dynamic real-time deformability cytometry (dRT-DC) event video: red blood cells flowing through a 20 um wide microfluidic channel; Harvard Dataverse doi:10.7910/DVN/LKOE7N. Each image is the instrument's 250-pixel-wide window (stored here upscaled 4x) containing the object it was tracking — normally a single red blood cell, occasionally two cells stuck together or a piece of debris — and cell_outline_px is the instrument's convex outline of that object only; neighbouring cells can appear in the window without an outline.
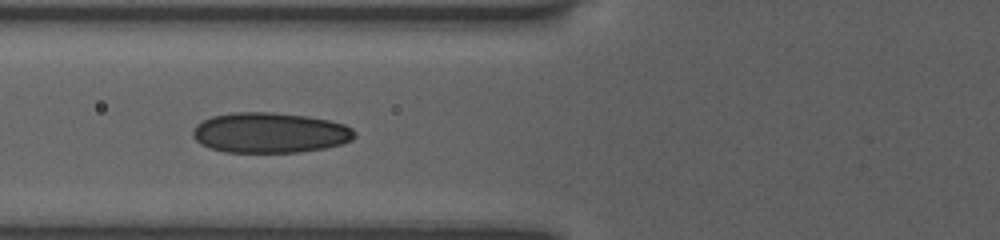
{"species": "human", "species_latin": "Homo sapiens", "temperature_condition": "room temperature", "stored_images_in_passage": 35, "camera_frame_rate_fps": 3000, "um_per_image_px": 0.085, "donor": {"sex": "female"}, "frame": {"image": 1, "passage_image": 34, "time_ms": 6.667, "image_size_px": [1000, 240], "cell_outline_px": [[356, 136], [352, 140], [340, 144], [324, 148], [300, 152], [224, 152], [208, 148], [200, 144], [192, 136], [192, 128], [196, 124], [212, 116], [232, 112], [272, 112], [308, 116], [328, 120], [344, 124], [352, 128], [356, 132]], "centroid_in_image_um": [22.92, 11.28], "position_along_channel_um": 102.9, "area_um2": 38.32}}